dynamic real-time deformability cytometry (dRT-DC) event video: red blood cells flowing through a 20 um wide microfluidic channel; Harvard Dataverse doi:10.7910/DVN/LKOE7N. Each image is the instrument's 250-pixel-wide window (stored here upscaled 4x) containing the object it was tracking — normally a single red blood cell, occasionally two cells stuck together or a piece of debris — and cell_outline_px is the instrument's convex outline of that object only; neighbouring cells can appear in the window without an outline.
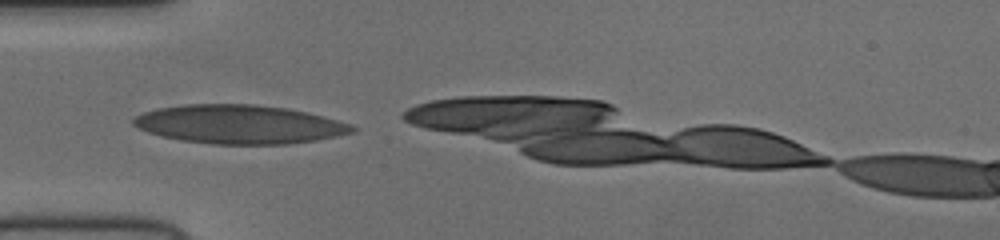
{"species": "human", "species_latin": "Homo sapiens", "temperature_condition": "cold", "stored_images_in_passage": 14, "camera_frame_rate_fps": 3000, "um_per_image_px": 0.085, "donor": {"sex": "female"}, "frame": {"image": 1, "passage_image": 1, "time_ms": 0.0, "image_size_px": [1000, 240], "cell_outline_px": [[356, 132], [316, 140], [288, 144], [212, 144], [180, 140], [148, 132], [132, 124], [132, 120], [136, 116], [144, 112], [156, 108], [184, 104], [256, 104], [288, 108], [324, 116], [352, 124], [356, 128]], "centroid_in_image_um": [20.37, 10.56], "position_along_channel_um": 64.6, "area_um2": 49.53}}
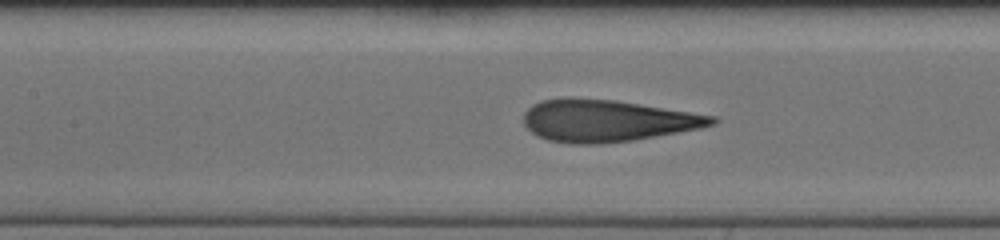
{"frame": {"image": 2, "passage_image": 8, "time_ms": 2.333, "image_size_px": [1000, 240], "cell_outline_px": [[720, 120], [716, 124], [700, 128], [632, 140], [600, 144], [572, 144], [548, 140], [536, 136], [524, 124], [524, 112], [532, 104], [540, 100], [572, 96], [616, 100], [716, 116]], "centroid_in_image_um": [51.57, 10.24], "position_along_channel_um": 155.8, "area_um2": 46.36}}
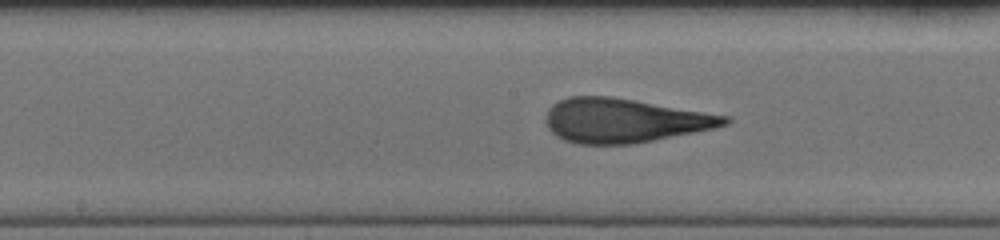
{"frame": {"image": 3, "passage_image": 11, "time_ms": 3.333, "image_size_px": [1000, 240], "cell_outline_px": [[732, 120], [728, 124], [712, 128], [632, 144], [576, 144], [564, 140], [556, 136], [548, 128], [544, 120], [544, 116], [548, 108], [552, 104], [568, 96], [612, 96], [732, 116]], "centroid_in_image_um": [53.02, 10.23], "position_along_channel_um": 195.2, "area_um2": 46.18}}